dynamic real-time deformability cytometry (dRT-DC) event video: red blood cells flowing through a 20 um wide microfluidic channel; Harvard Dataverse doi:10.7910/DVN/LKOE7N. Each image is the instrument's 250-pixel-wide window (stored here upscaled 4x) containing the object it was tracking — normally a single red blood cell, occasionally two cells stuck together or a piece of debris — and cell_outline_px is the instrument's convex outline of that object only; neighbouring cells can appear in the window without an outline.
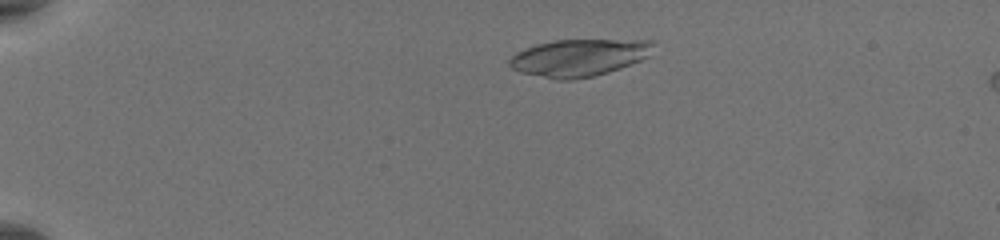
{"species": "common noctule bat (a hibernating species)", "species_latin": "Nyctalus noctula", "temperature_condition": "warm", "stored_images_in_passage": 47, "camera_frame_rate_fps": 3000, "um_per_image_px": 0.085, "animal": {"sex": "female", "body_mass_g": 19.5, "forearm_length_mm": 54.1}, "frame": {"image": 1, "passage_image": 4, "time_ms": 1.0, "image_size_px": [1000, 240], "cell_outline_px": [[652, 44], [648, 56], [640, 60], [620, 68], [608, 72], [592, 76], [572, 80], [556, 80], [520, 72], [512, 68], [508, 64], [508, 60], [516, 52], [536, 44], [556, 40], [652, 40]], "centroid_in_image_um": [49.16, 4.91], "position_along_channel_um": 35.8, "area_um2": 30.92}}
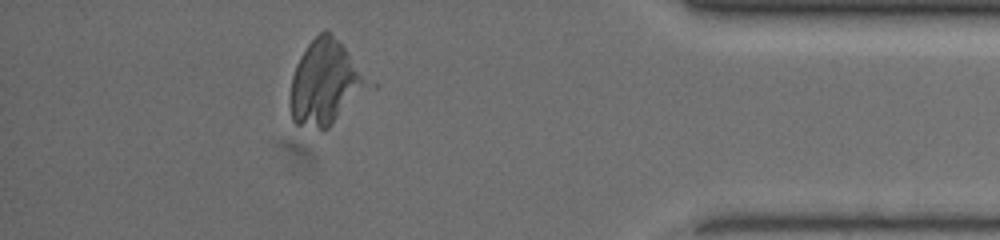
{"frame": {"image": 2, "passage_image": 42, "time_ms": 13.667, "image_size_px": [1000, 240], "cell_outline_px": [[360, 84], [328, 128], [324, 132], [296, 124], [292, 120], [288, 100], [292, 76], [296, 64], [300, 56], [308, 44], [324, 28], [328, 28], [344, 48], [360, 76]], "centroid_in_image_um": [27.35, 7.02], "position_along_channel_um": 407.8, "area_um2": 35.14}}